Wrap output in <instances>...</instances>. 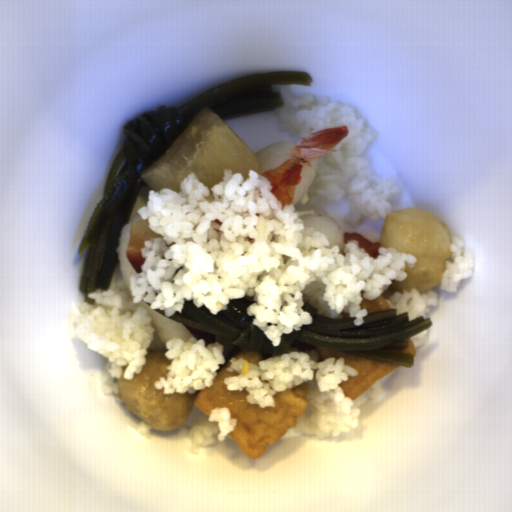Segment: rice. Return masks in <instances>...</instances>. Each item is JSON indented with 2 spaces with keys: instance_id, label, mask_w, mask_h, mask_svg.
I'll return each mask as SVG.
<instances>
[{
  "instance_id": "obj_2",
  "label": "rice",
  "mask_w": 512,
  "mask_h": 512,
  "mask_svg": "<svg viewBox=\"0 0 512 512\" xmlns=\"http://www.w3.org/2000/svg\"><path fill=\"white\" fill-rule=\"evenodd\" d=\"M274 112L279 128L292 136L303 138L315 129L337 125L348 129L349 135L330 149L338 152L311 161L315 176L308 191L310 205L326 206L327 202L342 201L347 194L349 203L343 221L353 227L364 220L391 215L402 190L394 176L378 179L371 162L363 158L375 132L364 118H356L350 105L331 98L318 100L304 92L298 97L287 96Z\"/></svg>"
},
{
  "instance_id": "obj_4",
  "label": "rice",
  "mask_w": 512,
  "mask_h": 512,
  "mask_svg": "<svg viewBox=\"0 0 512 512\" xmlns=\"http://www.w3.org/2000/svg\"><path fill=\"white\" fill-rule=\"evenodd\" d=\"M164 356L170 364L163 377L154 381L157 390L163 394H193L213 385L217 371L225 365L224 346L213 342L206 346L204 339L195 336L188 342L180 338H171L165 344Z\"/></svg>"
},
{
  "instance_id": "obj_11",
  "label": "rice",
  "mask_w": 512,
  "mask_h": 512,
  "mask_svg": "<svg viewBox=\"0 0 512 512\" xmlns=\"http://www.w3.org/2000/svg\"><path fill=\"white\" fill-rule=\"evenodd\" d=\"M141 219L142 218L139 215V213L135 214L127 223H125L123 225V227L119 233L117 257H118L120 275H121V280H123V282L126 285L130 294H131L130 278L133 274H138V273H136L134 267L132 266V264L129 260L127 246H128L131 225L136 220H141Z\"/></svg>"
},
{
  "instance_id": "obj_6",
  "label": "rice",
  "mask_w": 512,
  "mask_h": 512,
  "mask_svg": "<svg viewBox=\"0 0 512 512\" xmlns=\"http://www.w3.org/2000/svg\"><path fill=\"white\" fill-rule=\"evenodd\" d=\"M465 246V240L456 236L453 237L452 244H449L451 257L444 264L445 269L440 281L442 291L456 293L461 281L473 276L475 267L473 252L467 251L463 256Z\"/></svg>"
},
{
  "instance_id": "obj_3",
  "label": "rice",
  "mask_w": 512,
  "mask_h": 512,
  "mask_svg": "<svg viewBox=\"0 0 512 512\" xmlns=\"http://www.w3.org/2000/svg\"><path fill=\"white\" fill-rule=\"evenodd\" d=\"M226 372L236 371L237 376L223 379L228 391L248 395L244 400L260 409L275 407L274 396L302 383L315 380L307 399L310 402V415L304 416L296 424L298 433L315 435L324 440L329 436L350 433L360 424L361 409L346 396L342 381L359 376V371L347 365L344 357H328L316 363L305 352L293 351L259 361L255 365L243 357L230 359Z\"/></svg>"
},
{
  "instance_id": "obj_13",
  "label": "rice",
  "mask_w": 512,
  "mask_h": 512,
  "mask_svg": "<svg viewBox=\"0 0 512 512\" xmlns=\"http://www.w3.org/2000/svg\"><path fill=\"white\" fill-rule=\"evenodd\" d=\"M371 387H372V389L369 391H366V393H365V395H367L371 400H376L384 393V389L382 388L381 379L374 382L371 385Z\"/></svg>"
},
{
  "instance_id": "obj_12",
  "label": "rice",
  "mask_w": 512,
  "mask_h": 512,
  "mask_svg": "<svg viewBox=\"0 0 512 512\" xmlns=\"http://www.w3.org/2000/svg\"><path fill=\"white\" fill-rule=\"evenodd\" d=\"M316 171L313 165H305L300 172L299 183L295 187L291 204L295 207L298 202L304 197L315 180Z\"/></svg>"
},
{
  "instance_id": "obj_14",
  "label": "rice",
  "mask_w": 512,
  "mask_h": 512,
  "mask_svg": "<svg viewBox=\"0 0 512 512\" xmlns=\"http://www.w3.org/2000/svg\"><path fill=\"white\" fill-rule=\"evenodd\" d=\"M150 429H151L150 425L143 420L141 422H139V424L137 426L138 433L141 436H145L148 438L150 437Z\"/></svg>"
},
{
  "instance_id": "obj_9",
  "label": "rice",
  "mask_w": 512,
  "mask_h": 512,
  "mask_svg": "<svg viewBox=\"0 0 512 512\" xmlns=\"http://www.w3.org/2000/svg\"><path fill=\"white\" fill-rule=\"evenodd\" d=\"M305 227H314L317 232L324 234L329 242V248L339 245L340 254L345 256V233L332 216L309 214L301 216Z\"/></svg>"
},
{
  "instance_id": "obj_1",
  "label": "rice",
  "mask_w": 512,
  "mask_h": 512,
  "mask_svg": "<svg viewBox=\"0 0 512 512\" xmlns=\"http://www.w3.org/2000/svg\"><path fill=\"white\" fill-rule=\"evenodd\" d=\"M223 171L210 188L191 172L180 193L148 191L147 206L136 212L162 237L143 241L144 261L129 278L130 291L121 279L113 290L88 293L93 304L77 300L74 333L106 358L103 394L118 395L116 379L134 380L147 364L155 333L148 310L171 317L192 300L216 316L232 299L250 296L247 315L277 347L284 334L313 323L305 304L332 320L347 313L362 326L369 312L361 301H373L393 280L405 282L406 266L418 261L391 246L372 258L357 239L343 255L339 244L330 247L325 234L306 226L292 203L282 205L264 175Z\"/></svg>"
},
{
  "instance_id": "obj_5",
  "label": "rice",
  "mask_w": 512,
  "mask_h": 512,
  "mask_svg": "<svg viewBox=\"0 0 512 512\" xmlns=\"http://www.w3.org/2000/svg\"><path fill=\"white\" fill-rule=\"evenodd\" d=\"M237 425L236 418H232L229 407L216 406L207 420L195 422L188 435L193 443L206 447L216 442H224Z\"/></svg>"
},
{
  "instance_id": "obj_7",
  "label": "rice",
  "mask_w": 512,
  "mask_h": 512,
  "mask_svg": "<svg viewBox=\"0 0 512 512\" xmlns=\"http://www.w3.org/2000/svg\"><path fill=\"white\" fill-rule=\"evenodd\" d=\"M439 293L436 290H430L420 295L418 289H404L403 293L394 291L386 300L390 309L396 310L397 315L407 312L409 322L422 316L426 319V313H429L432 307L438 304Z\"/></svg>"
},
{
  "instance_id": "obj_10",
  "label": "rice",
  "mask_w": 512,
  "mask_h": 512,
  "mask_svg": "<svg viewBox=\"0 0 512 512\" xmlns=\"http://www.w3.org/2000/svg\"><path fill=\"white\" fill-rule=\"evenodd\" d=\"M296 144L289 141H278L255 152L258 174L285 164Z\"/></svg>"
},
{
  "instance_id": "obj_8",
  "label": "rice",
  "mask_w": 512,
  "mask_h": 512,
  "mask_svg": "<svg viewBox=\"0 0 512 512\" xmlns=\"http://www.w3.org/2000/svg\"><path fill=\"white\" fill-rule=\"evenodd\" d=\"M146 309L148 315L151 317V325L154 328V333L166 345L172 338H179L188 343L192 338L191 332L178 322H174L170 316H166L165 311L150 309L152 306L146 302L137 304Z\"/></svg>"
}]
</instances>
